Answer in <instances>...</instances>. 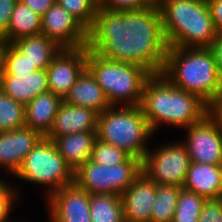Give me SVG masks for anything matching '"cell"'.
<instances>
[{"label":"cell","mask_w":222,"mask_h":222,"mask_svg":"<svg viewBox=\"0 0 222 222\" xmlns=\"http://www.w3.org/2000/svg\"><path fill=\"white\" fill-rule=\"evenodd\" d=\"M87 48L105 59L161 74L168 45L158 5L124 12L98 6Z\"/></svg>","instance_id":"obj_1"},{"label":"cell","mask_w":222,"mask_h":222,"mask_svg":"<svg viewBox=\"0 0 222 222\" xmlns=\"http://www.w3.org/2000/svg\"><path fill=\"white\" fill-rule=\"evenodd\" d=\"M140 107L153 133L160 123L187 129L207 115L203 100L175 87L162 74H152L145 81Z\"/></svg>","instance_id":"obj_2"},{"label":"cell","mask_w":222,"mask_h":222,"mask_svg":"<svg viewBox=\"0 0 222 222\" xmlns=\"http://www.w3.org/2000/svg\"><path fill=\"white\" fill-rule=\"evenodd\" d=\"M161 74L175 87L195 94L208 104L222 88L210 48L168 47Z\"/></svg>","instance_id":"obj_3"},{"label":"cell","mask_w":222,"mask_h":222,"mask_svg":"<svg viewBox=\"0 0 222 222\" xmlns=\"http://www.w3.org/2000/svg\"><path fill=\"white\" fill-rule=\"evenodd\" d=\"M158 8L168 47L209 48L217 37L206 0H163Z\"/></svg>","instance_id":"obj_4"},{"label":"cell","mask_w":222,"mask_h":222,"mask_svg":"<svg viewBox=\"0 0 222 222\" xmlns=\"http://www.w3.org/2000/svg\"><path fill=\"white\" fill-rule=\"evenodd\" d=\"M87 69L103 89L109 104L116 108L119 104L140 106L144 83L152 75L144 67L105 59L88 48Z\"/></svg>","instance_id":"obj_5"},{"label":"cell","mask_w":222,"mask_h":222,"mask_svg":"<svg viewBox=\"0 0 222 222\" xmlns=\"http://www.w3.org/2000/svg\"><path fill=\"white\" fill-rule=\"evenodd\" d=\"M120 107L111 106L98 115L97 139L143 161L153 132L140 106Z\"/></svg>","instance_id":"obj_6"},{"label":"cell","mask_w":222,"mask_h":222,"mask_svg":"<svg viewBox=\"0 0 222 222\" xmlns=\"http://www.w3.org/2000/svg\"><path fill=\"white\" fill-rule=\"evenodd\" d=\"M14 176L50 187L48 196L74 184V172L65 163L52 140L43 137L25 156Z\"/></svg>","instance_id":"obj_7"},{"label":"cell","mask_w":222,"mask_h":222,"mask_svg":"<svg viewBox=\"0 0 222 222\" xmlns=\"http://www.w3.org/2000/svg\"><path fill=\"white\" fill-rule=\"evenodd\" d=\"M142 174V161L130 156L125 162L108 167L90 159L74 172V184L89 194H118L126 191Z\"/></svg>","instance_id":"obj_8"},{"label":"cell","mask_w":222,"mask_h":222,"mask_svg":"<svg viewBox=\"0 0 222 222\" xmlns=\"http://www.w3.org/2000/svg\"><path fill=\"white\" fill-rule=\"evenodd\" d=\"M190 158L186 146L174 142L148 151L142 161V173L157 185L183 187Z\"/></svg>","instance_id":"obj_9"},{"label":"cell","mask_w":222,"mask_h":222,"mask_svg":"<svg viewBox=\"0 0 222 222\" xmlns=\"http://www.w3.org/2000/svg\"><path fill=\"white\" fill-rule=\"evenodd\" d=\"M190 162L220 165L222 163V129L206 115L200 122L185 129Z\"/></svg>","instance_id":"obj_10"},{"label":"cell","mask_w":222,"mask_h":222,"mask_svg":"<svg viewBox=\"0 0 222 222\" xmlns=\"http://www.w3.org/2000/svg\"><path fill=\"white\" fill-rule=\"evenodd\" d=\"M42 31L61 48L87 46L88 30L57 2L41 17Z\"/></svg>","instance_id":"obj_11"},{"label":"cell","mask_w":222,"mask_h":222,"mask_svg":"<svg viewBox=\"0 0 222 222\" xmlns=\"http://www.w3.org/2000/svg\"><path fill=\"white\" fill-rule=\"evenodd\" d=\"M87 68V46L62 48L47 67L49 91L62 99Z\"/></svg>","instance_id":"obj_12"},{"label":"cell","mask_w":222,"mask_h":222,"mask_svg":"<svg viewBox=\"0 0 222 222\" xmlns=\"http://www.w3.org/2000/svg\"><path fill=\"white\" fill-rule=\"evenodd\" d=\"M51 222H92L90 194L75 184L47 196Z\"/></svg>","instance_id":"obj_13"},{"label":"cell","mask_w":222,"mask_h":222,"mask_svg":"<svg viewBox=\"0 0 222 222\" xmlns=\"http://www.w3.org/2000/svg\"><path fill=\"white\" fill-rule=\"evenodd\" d=\"M42 138L38 131L26 126L0 132V166L15 175L25 156Z\"/></svg>","instance_id":"obj_14"},{"label":"cell","mask_w":222,"mask_h":222,"mask_svg":"<svg viewBox=\"0 0 222 222\" xmlns=\"http://www.w3.org/2000/svg\"><path fill=\"white\" fill-rule=\"evenodd\" d=\"M124 220L129 222H151L156 197V183L142 173L121 195Z\"/></svg>","instance_id":"obj_15"},{"label":"cell","mask_w":222,"mask_h":222,"mask_svg":"<svg viewBox=\"0 0 222 222\" xmlns=\"http://www.w3.org/2000/svg\"><path fill=\"white\" fill-rule=\"evenodd\" d=\"M98 115L96 111L87 107H79L62 102L49 133L48 140L76 132L97 131Z\"/></svg>","instance_id":"obj_16"},{"label":"cell","mask_w":222,"mask_h":222,"mask_svg":"<svg viewBox=\"0 0 222 222\" xmlns=\"http://www.w3.org/2000/svg\"><path fill=\"white\" fill-rule=\"evenodd\" d=\"M0 89L15 101L26 106L39 94L49 91L47 70L40 69L29 74H2Z\"/></svg>","instance_id":"obj_17"},{"label":"cell","mask_w":222,"mask_h":222,"mask_svg":"<svg viewBox=\"0 0 222 222\" xmlns=\"http://www.w3.org/2000/svg\"><path fill=\"white\" fill-rule=\"evenodd\" d=\"M63 102L91 108L99 114L111 107L103 89L87 68L77 78L72 88L63 98Z\"/></svg>","instance_id":"obj_18"},{"label":"cell","mask_w":222,"mask_h":222,"mask_svg":"<svg viewBox=\"0 0 222 222\" xmlns=\"http://www.w3.org/2000/svg\"><path fill=\"white\" fill-rule=\"evenodd\" d=\"M96 139L97 131L76 132L57 137L53 143L65 163L75 172L91 158Z\"/></svg>","instance_id":"obj_19"},{"label":"cell","mask_w":222,"mask_h":222,"mask_svg":"<svg viewBox=\"0 0 222 222\" xmlns=\"http://www.w3.org/2000/svg\"><path fill=\"white\" fill-rule=\"evenodd\" d=\"M63 99L50 91L39 94L25 106V126L45 137Z\"/></svg>","instance_id":"obj_20"},{"label":"cell","mask_w":222,"mask_h":222,"mask_svg":"<svg viewBox=\"0 0 222 222\" xmlns=\"http://www.w3.org/2000/svg\"><path fill=\"white\" fill-rule=\"evenodd\" d=\"M182 188L207 200L218 199L222 191L219 165L190 162Z\"/></svg>","instance_id":"obj_21"},{"label":"cell","mask_w":222,"mask_h":222,"mask_svg":"<svg viewBox=\"0 0 222 222\" xmlns=\"http://www.w3.org/2000/svg\"><path fill=\"white\" fill-rule=\"evenodd\" d=\"M12 44L38 69H47L61 47L44 34L20 38Z\"/></svg>","instance_id":"obj_22"},{"label":"cell","mask_w":222,"mask_h":222,"mask_svg":"<svg viewBox=\"0 0 222 222\" xmlns=\"http://www.w3.org/2000/svg\"><path fill=\"white\" fill-rule=\"evenodd\" d=\"M41 16L18 0L11 15L7 32L1 37L7 43L41 34Z\"/></svg>","instance_id":"obj_23"},{"label":"cell","mask_w":222,"mask_h":222,"mask_svg":"<svg viewBox=\"0 0 222 222\" xmlns=\"http://www.w3.org/2000/svg\"><path fill=\"white\" fill-rule=\"evenodd\" d=\"M89 207L92 222L124 221L122 200L118 194H90Z\"/></svg>","instance_id":"obj_24"},{"label":"cell","mask_w":222,"mask_h":222,"mask_svg":"<svg viewBox=\"0 0 222 222\" xmlns=\"http://www.w3.org/2000/svg\"><path fill=\"white\" fill-rule=\"evenodd\" d=\"M182 187L157 185L151 222H172Z\"/></svg>","instance_id":"obj_25"},{"label":"cell","mask_w":222,"mask_h":222,"mask_svg":"<svg viewBox=\"0 0 222 222\" xmlns=\"http://www.w3.org/2000/svg\"><path fill=\"white\" fill-rule=\"evenodd\" d=\"M25 126V106L0 89V132Z\"/></svg>","instance_id":"obj_26"},{"label":"cell","mask_w":222,"mask_h":222,"mask_svg":"<svg viewBox=\"0 0 222 222\" xmlns=\"http://www.w3.org/2000/svg\"><path fill=\"white\" fill-rule=\"evenodd\" d=\"M206 198L181 189L172 222H198Z\"/></svg>","instance_id":"obj_27"},{"label":"cell","mask_w":222,"mask_h":222,"mask_svg":"<svg viewBox=\"0 0 222 222\" xmlns=\"http://www.w3.org/2000/svg\"><path fill=\"white\" fill-rule=\"evenodd\" d=\"M56 2L87 30L92 27L98 8V3L95 0H56Z\"/></svg>","instance_id":"obj_28"},{"label":"cell","mask_w":222,"mask_h":222,"mask_svg":"<svg viewBox=\"0 0 222 222\" xmlns=\"http://www.w3.org/2000/svg\"><path fill=\"white\" fill-rule=\"evenodd\" d=\"M130 157L124 150L96 139L90 160L103 166H115Z\"/></svg>","instance_id":"obj_29"},{"label":"cell","mask_w":222,"mask_h":222,"mask_svg":"<svg viewBox=\"0 0 222 222\" xmlns=\"http://www.w3.org/2000/svg\"><path fill=\"white\" fill-rule=\"evenodd\" d=\"M37 70L12 43H7L3 74H29Z\"/></svg>","instance_id":"obj_30"},{"label":"cell","mask_w":222,"mask_h":222,"mask_svg":"<svg viewBox=\"0 0 222 222\" xmlns=\"http://www.w3.org/2000/svg\"><path fill=\"white\" fill-rule=\"evenodd\" d=\"M155 0H100L98 6L112 11H135L156 6Z\"/></svg>","instance_id":"obj_31"},{"label":"cell","mask_w":222,"mask_h":222,"mask_svg":"<svg viewBox=\"0 0 222 222\" xmlns=\"http://www.w3.org/2000/svg\"><path fill=\"white\" fill-rule=\"evenodd\" d=\"M17 194L7 182L0 186V222H10L8 215L17 201Z\"/></svg>","instance_id":"obj_32"},{"label":"cell","mask_w":222,"mask_h":222,"mask_svg":"<svg viewBox=\"0 0 222 222\" xmlns=\"http://www.w3.org/2000/svg\"><path fill=\"white\" fill-rule=\"evenodd\" d=\"M198 222H222V204L218 199L206 200Z\"/></svg>","instance_id":"obj_33"},{"label":"cell","mask_w":222,"mask_h":222,"mask_svg":"<svg viewBox=\"0 0 222 222\" xmlns=\"http://www.w3.org/2000/svg\"><path fill=\"white\" fill-rule=\"evenodd\" d=\"M17 1L18 0H0V37L7 32L11 15Z\"/></svg>","instance_id":"obj_34"},{"label":"cell","mask_w":222,"mask_h":222,"mask_svg":"<svg viewBox=\"0 0 222 222\" xmlns=\"http://www.w3.org/2000/svg\"><path fill=\"white\" fill-rule=\"evenodd\" d=\"M207 115L222 129V88L207 104Z\"/></svg>","instance_id":"obj_35"},{"label":"cell","mask_w":222,"mask_h":222,"mask_svg":"<svg viewBox=\"0 0 222 222\" xmlns=\"http://www.w3.org/2000/svg\"><path fill=\"white\" fill-rule=\"evenodd\" d=\"M217 34L222 33V0H206Z\"/></svg>","instance_id":"obj_36"},{"label":"cell","mask_w":222,"mask_h":222,"mask_svg":"<svg viewBox=\"0 0 222 222\" xmlns=\"http://www.w3.org/2000/svg\"><path fill=\"white\" fill-rule=\"evenodd\" d=\"M24 5L30 8L39 16H43L44 13L56 3V0H20Z\"/></svg>","instance_id":"obj_37"},{"label":"cell","mask_w":222,"mask_h":222,"mask_svg":"<svg viewBox=\"0 0 222 222\" xmlns=\"http://www.w3.org/2000/svg\"><path fill=\"white\" fill-rule=\"evenodd\" d=\"M214 54L215 61L220 74L222 75V33L217 34V37L209 47Z\"/></svg>","instance_id":"obj_38"},{"label":"cell","mask_w":222,"mask_h":222,"mask_svg":"<svg viewBox=\"0 0 222 222\" xmlns=\"http://www.w3.org/2000/svg\"><path fill=\"white\" fill-rule=\"evenodd\" d=\"M6 46L7 42L0 37V77L4 72Z\"/></svg>","instance_id":"obj_39"},{"label":"cell","mask_w":222,"mask_h":222,"mask_svg":"<svg viewBox=\"0 0 222 222\" xmlns=\"http://www.w3.org/2000/svg\"><path fill=\"white\" fill-rule=\"evenodd\" d=\"M220 170V180H221V187H222V163L219 165Z\"/></svg>","instance_id":"obj_40"},{"label":"cell","mask_w":222,"mask_h":222,"mask_svg":"<svg viewBox=\"0 0 222 222\" xmlns=\"http://www.w3.org/2000/svg\"><path fill=\"white\" fill-rule=\"evenodd\" d=\"M218 200H219V201L221 202V204H222V191H221V193H220V196H219Z\"/></svg>","instance_id":"obj_41"},{"label":"cell","mask_w":222,"mask_h":222,"mask_svg":"<svg viewBox=\"0 0 222 222\" xmlns=\"http://www.w3.org/2000/svg\"><path fill=\"white\" fill-rule=\"evenodd\" d=\"M155 1H156V4L158 5L163 0H155Z\"/></svg>","instance_id":"obj_42"},{"label":"cell","mask_w":222,"mask_h":222,"mask_svg":"<svg viewBox=\"0 0 222 222\" xmlns=\"http://www.w3.org/2000/svg\"><path fill=\"white\" fill-rule=\"evenodd\" d=\"M4 182H5L4 180H1V179H0V186H1Z\"/></svg>","instance_id":"obj_43"}]
</instances>
